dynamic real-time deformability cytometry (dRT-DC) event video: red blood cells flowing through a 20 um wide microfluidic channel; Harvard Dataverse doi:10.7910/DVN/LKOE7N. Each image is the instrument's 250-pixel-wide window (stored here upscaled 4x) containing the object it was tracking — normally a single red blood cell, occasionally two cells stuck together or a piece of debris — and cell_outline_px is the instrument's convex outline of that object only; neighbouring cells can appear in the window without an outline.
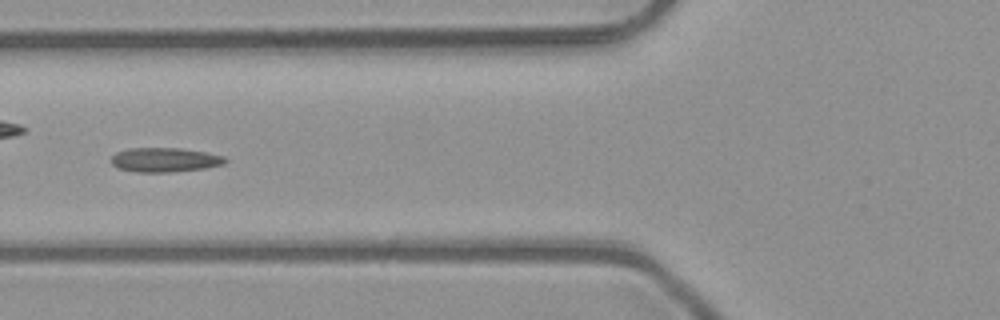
{"species": "common noctule bat (a hibernating species)", "species_latin": "Nyctalus noctula", "temperature_condition": "room temperature", "stored_images_in_passage": 5, "camera_frame_rate_fps": 3000, "um_per_image_px": 0.085, "animal": {"sex": "male", "body_mass_g": 23.1, "forearm_length_mm": 52.7}, "frame": {"image": 1, "passage_image": 5, "time_ms": 1.333, "image_size_px": [1000, 320], "cell_outline_px": [[228, 160], [224, 164], [204, 168], [168, 172], [136, 172], [120, 168], [112, 164], [112, 156], [116, 152], [132, 148], [180, 148], [208, 152], [224, 156]], "centroid_in_image_um": [14.04, 13.58], "position_along_channel_um": 111.8, "area_um2": 16.07}}